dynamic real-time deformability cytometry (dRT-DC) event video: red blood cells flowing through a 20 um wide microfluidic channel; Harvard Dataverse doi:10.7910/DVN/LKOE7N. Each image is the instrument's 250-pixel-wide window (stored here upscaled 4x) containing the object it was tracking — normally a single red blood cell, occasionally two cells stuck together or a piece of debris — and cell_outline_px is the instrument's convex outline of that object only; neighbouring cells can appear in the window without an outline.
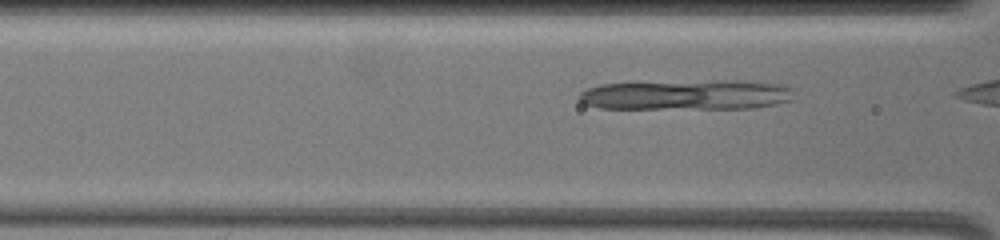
{"species": "common noctule bat (a hibernating species)", "species_latin": "Nyctalus noctula", "temperature_condition": "warm", "stored_images_in_passage": 6, "camera_frame_rate_fps": 3000, "um_per_image_px": 0.085, "animal": {"sex": "female", "body_mass_g": 19.5, "forearm_length_mm": 54.1}, "frame": {"image": 1, "passage_image": 5, "time_ms": 0.667, "image_size_px": [1000, 240], "cell_outline_px": [[792, 100], [752, 108], [600, 108], [584, 104], [576, 96], [580, 92], [588, 88], [600, 84], [628, 80], [752, 80], [780, 84], [792, 88]], "centroid_in_image_um": [58.25, 8.01], "position_along_channel_um": 108.3, "area_um2": 39.02}}